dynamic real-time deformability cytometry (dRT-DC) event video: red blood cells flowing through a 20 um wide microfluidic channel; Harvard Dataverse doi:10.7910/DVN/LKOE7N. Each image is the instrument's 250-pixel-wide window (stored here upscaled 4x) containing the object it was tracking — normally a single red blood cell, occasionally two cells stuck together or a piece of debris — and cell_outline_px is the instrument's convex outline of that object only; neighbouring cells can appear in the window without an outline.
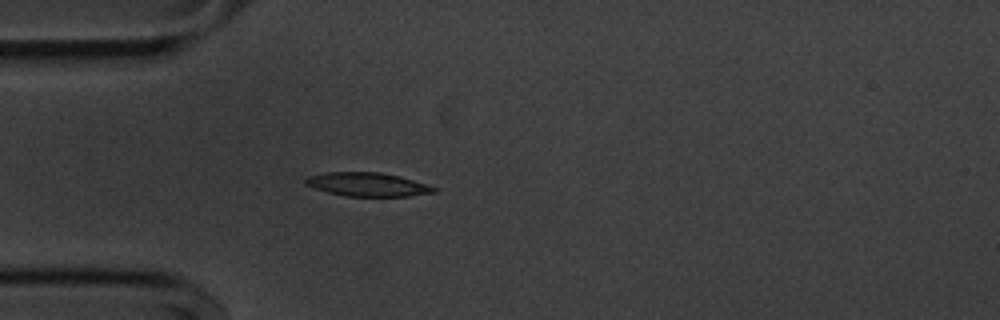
{"species": "common noctule bat (a hibernating species)", "species_latin": "Nyctalus noctula", "temperature_condition": "cold", "stored_images_in_passage": 40, "camera_frame_rate_fps": 3000, "um_per_image_px": 0.085, "animal": {"sex": "male", "body_mass_g": 20.1, "forearm_length_mm": 53.5}, "frame": {"image": 1, "passage_image": 1, "time_ms": 0.0, "image_size_px": [1000, 320], "cell_outline_px": [[436, 192], [408, 196], [344, 196], [328, 192], [304, 184], [304, 180], [308, 176], [324, 172], [380, 172], [400, 176], [428, 184], [436, 188]], "centroid_in_image_um": [31.24, 15.67], "position_along_channel_um": 53.8, "area_um2": 17.74}}
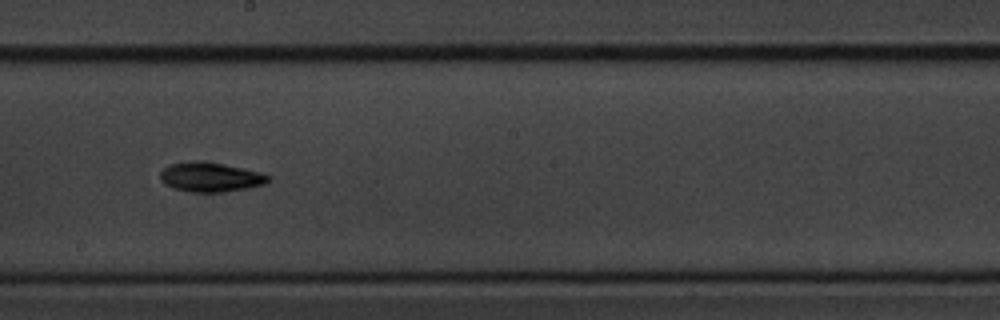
{"frame": {"image": 2, "passage_image": 16, "time_ms": 5.0, "image_size_px": [1000, 320], "cell_outline_px": [[272, 176], [264, 184], [248, 188], [224, 192], [192, 192], [172, 188], [164, 184], [160, 180], [160, 172], [168, 164], [224, 164], [264, 172]], "centroid_in_image_um": [17.95, 15.1], "position_along_channel_um": 230.3, "area_um2": 18.03}}
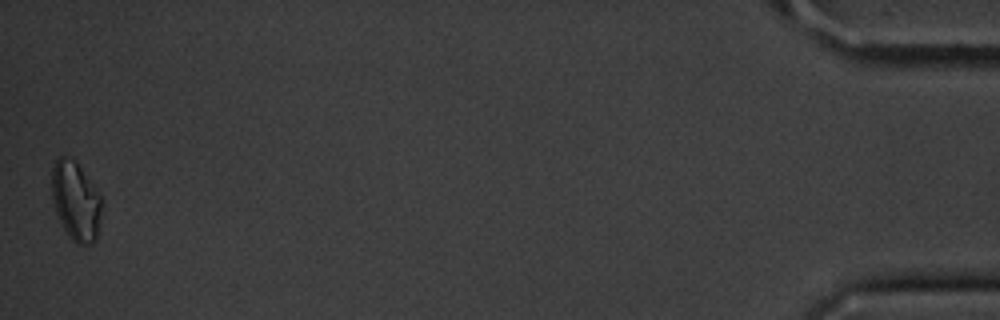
{"frame": {"image": 3, "passage_image": 40, "time_ms": 13.0, "image_size_px": [1000, 320], "cell_outline_px": [[100, 212], [96, 240], [92, 244], [76, 244], [72, 240], [64, 228], [56, 212], [52, 200], [52, 168], [56, 160], [60, 156], [64, 156], [76, 160], [100, 196]], "centroid_in_image_um": [6.42, 17.08], "position_along_channel_um": 428.8, "area_um2": 22.54}, "authors_computed_cell_mechanics": {"area_um2": 17.3978, "velocity_mm_per_s": 3.6466, "shape_relaxation_time_tau1_ms": 4.2855, "shape_relaxation_time_tau2_ms": null, "deformation_change_tau1": 0.1192, "deformation_change_tau2": null}}